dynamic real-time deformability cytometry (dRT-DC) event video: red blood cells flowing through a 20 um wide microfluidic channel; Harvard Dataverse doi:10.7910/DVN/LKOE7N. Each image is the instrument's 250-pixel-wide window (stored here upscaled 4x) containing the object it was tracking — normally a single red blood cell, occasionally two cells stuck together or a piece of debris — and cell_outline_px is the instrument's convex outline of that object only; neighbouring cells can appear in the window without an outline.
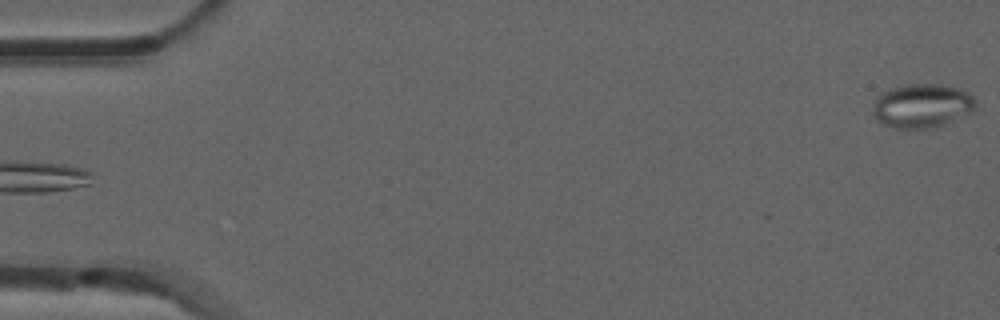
{"species": "common noctule bat (a hibernating species)", "species_latin": "Nyctalus noctula", "temperature_condition": "room temperature", "stored_images_in_passage": 3, "camera_frame_rate_fps": 3000, "um_per_image_px": 0.085, "animal": {"sex": "male", "forearm_length_mm": 52.5}, "frame": {"image": 1, "passage_image": 3, "time_ms": 0.667, "image_size_px": [1000, 320], "cell_outline_px": [[976, 108], [972, 112], [944, 124], [928, 128], [892, 128], [876, 120], [872, 112], [872, 104], [876, 96], [880, 92], [888, 88], [904, 84], [940, 84], [960, 88], [968, 92], [976, 100]], "centroid_in_image_um": [78.33, 8.97], "position_along_channel_um": 6.7, "area_um2": 26.82}}